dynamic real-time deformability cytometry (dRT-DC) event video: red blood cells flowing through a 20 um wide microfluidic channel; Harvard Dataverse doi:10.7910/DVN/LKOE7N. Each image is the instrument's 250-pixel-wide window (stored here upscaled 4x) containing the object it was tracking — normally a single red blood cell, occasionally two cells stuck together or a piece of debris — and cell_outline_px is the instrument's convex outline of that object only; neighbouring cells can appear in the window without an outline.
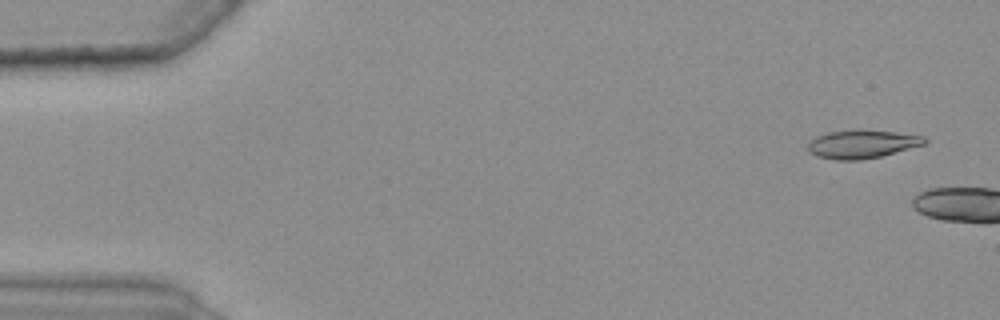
{"species": "common noctule bat (a hibernating species)", "species_latin": "Nyctalus noctula", "temperature_condition": "warm", "stored_images_in_passage": 7, "camera_frame_rate_fps": 3000, "um_per_image_px": 0.085, "animal": {"sex": "female", "body_mass_g": 25.1}, "frame": {"image": 1, "passage_image": 3, "time_ms": 0.667, "image_size_px": [1000, 320], "cell_outline_px": [[928, 140], [924, 144], [880, 156], [860, 160], [836, 160], [816, 156], [808, 152], [808, 144], [816, 136], [828, 132], [856, 128], [896, 132], [924, 136]], "centroid_in_image_um": [73.24, 12.23], "position_along_channel_um": 11.8, "area_um2": 19.42}}